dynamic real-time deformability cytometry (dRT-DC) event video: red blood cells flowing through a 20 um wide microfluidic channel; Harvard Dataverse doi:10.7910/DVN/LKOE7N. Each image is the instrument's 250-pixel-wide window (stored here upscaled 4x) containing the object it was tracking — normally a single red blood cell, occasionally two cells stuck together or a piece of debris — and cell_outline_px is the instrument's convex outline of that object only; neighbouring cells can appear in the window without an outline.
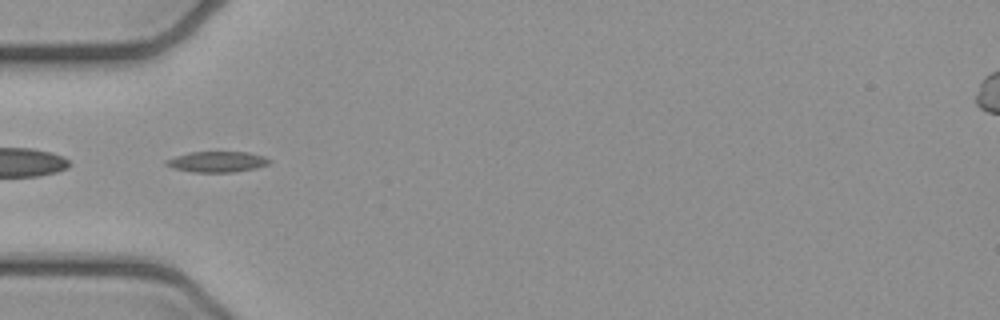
{"species": "common noctule bat (a hibernating species)", "species_latin": "Nyctalus noctula", "temperature_condition": "cold", "stored_images_in_passage": 36, "camera_frame_rate_fps": 3000, "um_per_image_px": 0.085, "animal": {"sex": "female", "body_mass_g": 21.9}, "frame": {"image": 1, "passage_image": 1, "time_ms": 0.0, "image_size_px": [1000, 320], "cell_outline_px": [[272, 160], [268, 164], [256, 168], [232, 172], [192, 172], [172, 168], [164, 164], [164, 160], [188, 152], [248, 152], [264, 156]], "centroid_in_image_um": [18.43, 13.75], "position_along_channel_um": 66.6, "area_um2": 12.54}}
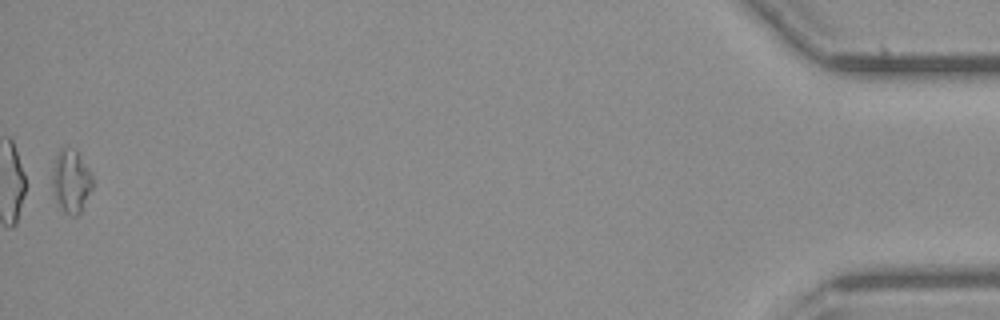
{"frame": {"image": 2, "passage_image": 36, "time_ms": 11.667, "image_size_px": [1000, 320], "cell_outline_px": [[92, 188], [80, 212], [76, 216], [72, 216], [64, 212], [56, 204], [52, 192], [52, 164], [56, 152], [60, 148], [68, 144], [80, 156], [88, 168], [92, 176]], "centroid_in_image_um": [5.98, 15.37], "position_along_channel_um": 429.2, "area_um2": 15.2}}